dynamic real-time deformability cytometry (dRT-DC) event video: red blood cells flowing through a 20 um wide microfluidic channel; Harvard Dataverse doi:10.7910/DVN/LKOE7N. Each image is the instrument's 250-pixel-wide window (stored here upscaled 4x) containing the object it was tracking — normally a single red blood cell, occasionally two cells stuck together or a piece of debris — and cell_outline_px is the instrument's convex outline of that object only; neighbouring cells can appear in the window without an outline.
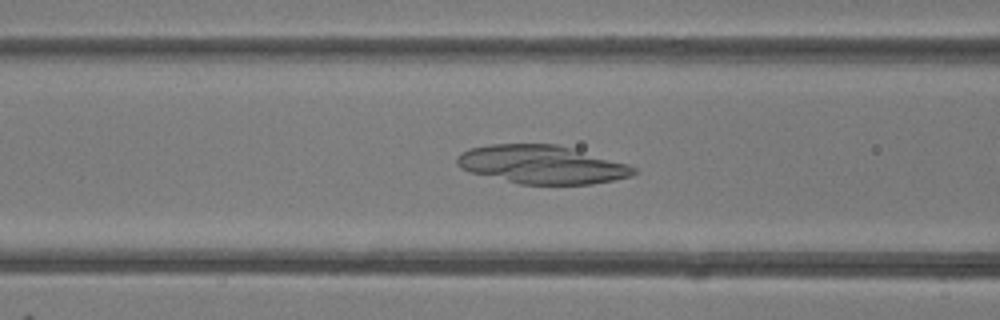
{"species": "common noctule bat (a hibernating species)", "species_latin": "Nyctalus noctula", "temperature_condition": "room temperature", "stored_images_in_passage": 49, "camera_frame_rate_fps": 3000, "um_per_image_px": 0.085, "animal": {"sex": "female"}, "frame": {"image": 1, "passage_image": 20, "time_ms": 6.333, "image_size_px": [1000, 320], "cell_outline_px": [[636, 172], [632, 176], [592, 184], [520, 184], [468, 172], [460, 168], [456, 164], [456, 156], [460, 152], [468, 148], [488, 144], [556, 144], [572, 148], [628, 164], [636, 168]], "centroid_in_image_um": [46.0, 13.98], "position_along_channel_um": 120.6, "area_um2": 39.71}}
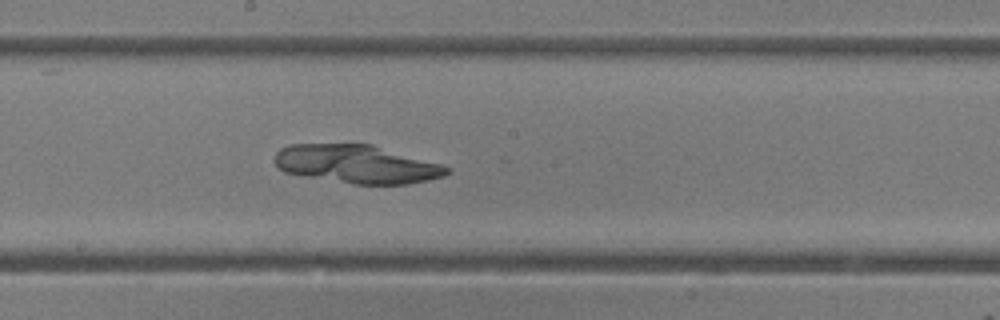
{"frame": {"image": 2, "passage_image": 27, "time_ms": 8.667, "image_size_px": [1000, 320], "cell_outline_px": [[452, 172], [444, 176], [428, 180], [408, 184], [352, 184], [304, 176], [284, 172], [272, 160], [276, 152], [280, 148], [288, 144], [372, 144], [440, 164], [452, 168]], "centroid_in_image_um": [30.31, 13.95], "position_along_channel_um": 217.9, "area_um2": 38.61}}
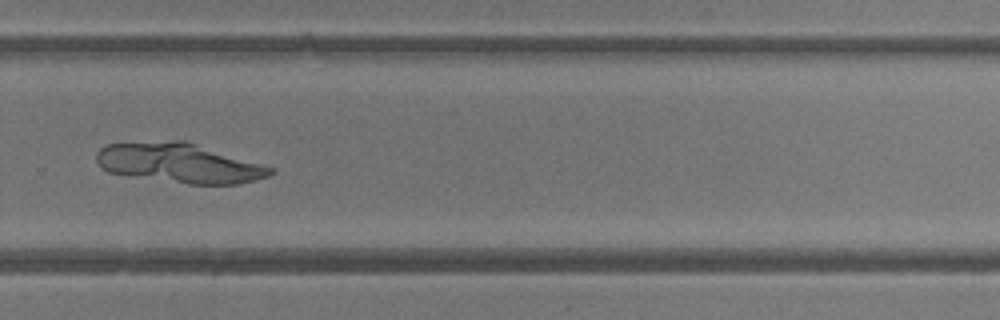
{"frame": {"image": 3, "passage_image": 34, "time_ms": 11.0, "image_size_px": [1000, 320], "cell_outline_px": [[276, 172], [268, 176], [256, 180], [236, 184], [188, 184], [108, 172], [96, 160], [96, 152], [100, 148], [108, 144], [176, 140], [184, 140], [260, 164], [272, 168]], "centroid_in_image_um": [15.23, 13.86], "position_along_channel_um": 314.6, "area_um2": 39.48}}